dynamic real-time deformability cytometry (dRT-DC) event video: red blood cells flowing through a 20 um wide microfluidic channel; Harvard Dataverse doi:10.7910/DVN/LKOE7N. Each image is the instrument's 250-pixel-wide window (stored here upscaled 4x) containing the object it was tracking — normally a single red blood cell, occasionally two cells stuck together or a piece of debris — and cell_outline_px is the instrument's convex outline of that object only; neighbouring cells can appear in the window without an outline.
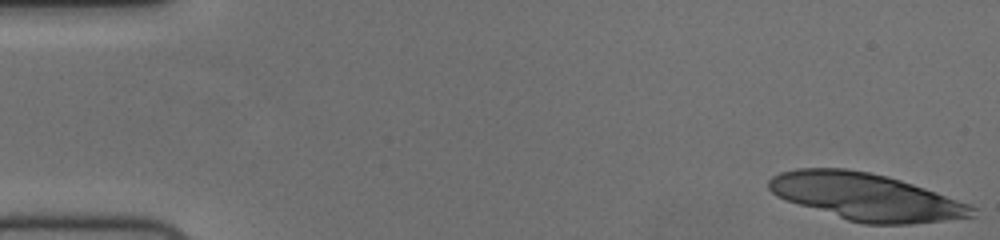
{"species": "human", "species_latin": "Homo sapiens", "temperature_condition": "cold", "stored_images_in_passage": 17, "camera_frame_rate_fps": 3000, "um_per_image_px": 0.085, "donor": {"sex": "female"}, "frame": {"image": 1, "passage_image": 1, "time_ms": 0.0, "image_size_px": [1000, 240], "cell_outline_px": [[976, 208], [972, 216], [944, 220], [912, 224], [864, 224], [848, 220], [776, 196], [768, 188], [768, 180], [772, 176], [780, 172], [800, 168], [848, 168], [888, 176], [924, 188], [968, 204]], "centroid_in_image_um": [73.58, 16.72], "position_along_channel_um": 11.4, "area_um2": 54.91}}